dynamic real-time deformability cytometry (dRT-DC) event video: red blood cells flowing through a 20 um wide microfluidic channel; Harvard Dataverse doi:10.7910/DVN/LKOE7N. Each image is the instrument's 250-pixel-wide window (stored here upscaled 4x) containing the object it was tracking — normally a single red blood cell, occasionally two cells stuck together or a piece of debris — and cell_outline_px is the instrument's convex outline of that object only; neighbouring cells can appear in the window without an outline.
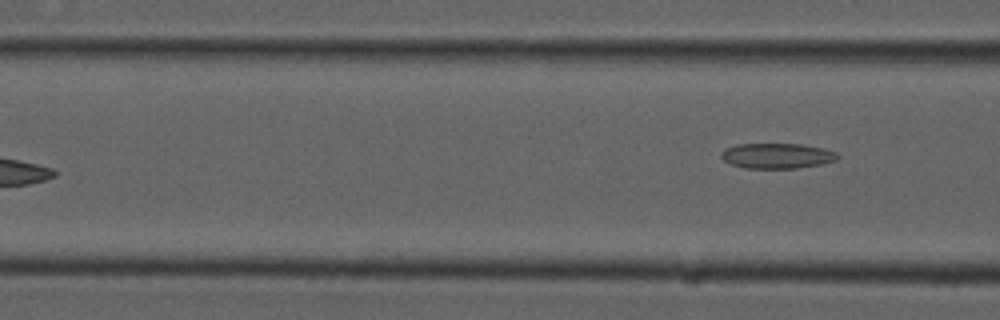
{"species": "common noctule bat (a hibernating species)", "species_latin": "Nyctalus noctula", "temperature_condition": "cold", "stored_images_in_passage": 6, "camera_frame_rate_fps": 3000, "um_per_image_px": 0.085, "animal": {"sex": "male", "forearm_length_mm": 52.5}, "frame": {"image": 1, "passage_image": 6, "time_ms": 1.667, "image_size_px": [1000, 320], "cell_outline_px": [[840, 156], [836, 160], [820, 164], [796, 168], [744, 168], [732, 164], [724, 160], [720, 156], [720, 152], [724, 148], [736, 144], [800, 144], [824, 148], [836, 152]], "centroid_in_image_um": [66.02, 13.23], "position_along_channel_um": 100.6, "area_um2": 17.17}}